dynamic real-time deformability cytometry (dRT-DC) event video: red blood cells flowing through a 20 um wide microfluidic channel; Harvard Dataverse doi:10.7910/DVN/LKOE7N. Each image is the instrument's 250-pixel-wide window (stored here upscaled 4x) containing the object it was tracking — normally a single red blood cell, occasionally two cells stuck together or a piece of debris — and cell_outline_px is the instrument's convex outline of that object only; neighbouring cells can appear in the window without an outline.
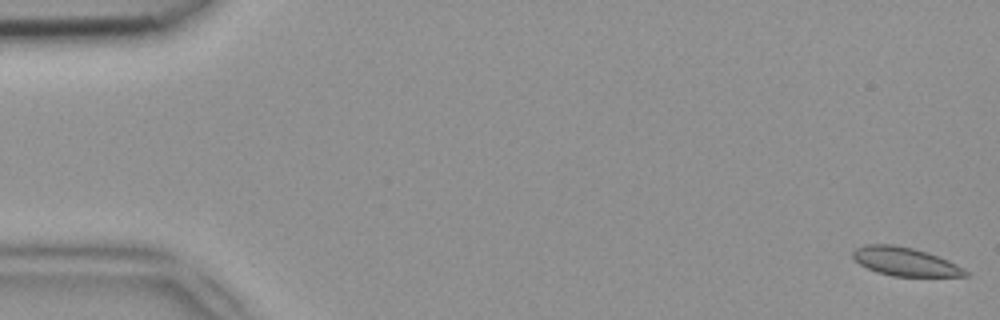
{"species": "common noctule bat (a hibernating species)", "species_latin": "Nyctalus noctula", "temperature_condition": "room temperature", "stored_images_in_passage": 22, "camera_frame_rate_fps": 3000, "um_per_image_px": 0.085, "animal": {"sex": "female", "body_mass_g": 18.4}, "frame": {"image": 1, "passage_image": 1, "time_ms": 0.0, "image_size_px": [1000, 320], "cell_outline_px": [[968, 276], [892, 276], [876, 272], [860, 264], [852, 256], [852, 252], [856, 248], [864, 244], [892, 244], [912, 248], [928, 252], [948, 260], [964, 268], [968, 272]], "centroid_in_image_um": [76.92, 22.23], "position_along_channel_um": 8.1, "area_um2": 18.67}}
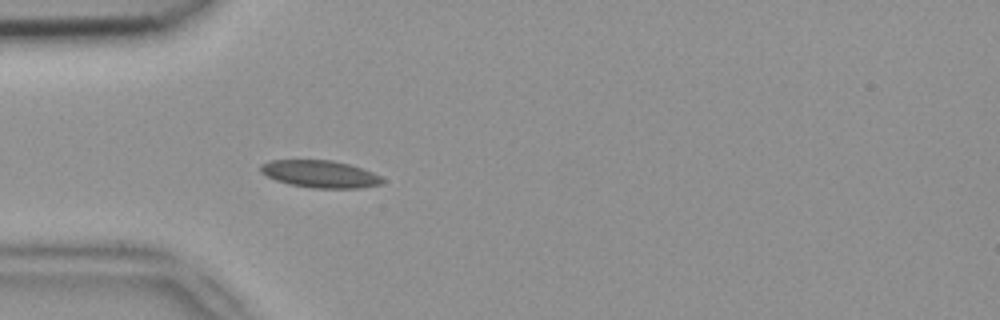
{"frame": {"image": 2, "passage_image": 15, "time_ms": 4.667, "image_size_px": [1000, 320], "cell_outline_px": [[384, 180], [380, 184], [360, 188], [312, 188], [288, 184], [276, 180], [260, 172], [260, 164], [268, 160], [332, 160], [348, 164], [372, 172], [380, 176]], "centroid_in_image_um": [27.16, 14.79], "position_along_channel_um": 57.8, "area_um2": 19.31}}